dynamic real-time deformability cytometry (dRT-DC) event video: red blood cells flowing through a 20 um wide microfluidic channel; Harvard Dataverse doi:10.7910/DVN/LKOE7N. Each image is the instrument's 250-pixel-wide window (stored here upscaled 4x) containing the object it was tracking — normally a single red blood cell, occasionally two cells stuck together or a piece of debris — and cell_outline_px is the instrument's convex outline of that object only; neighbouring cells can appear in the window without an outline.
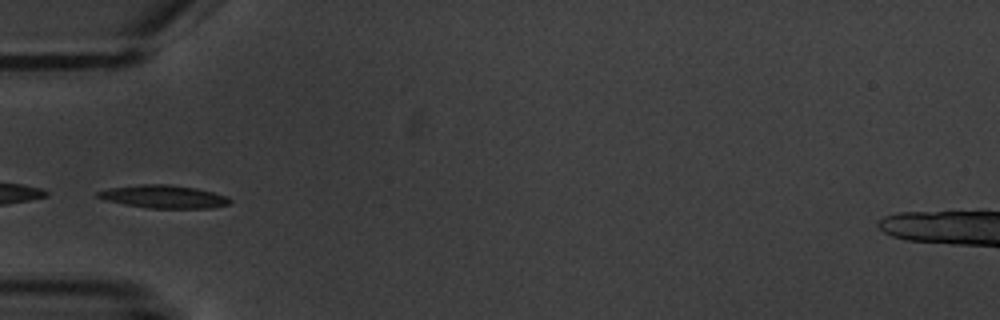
{"species": "common noctule bat (a hibernating species)", "species_latin": "Nyctalus noctula", "temperature_condition": "warm", "stored_images_in_passage": 5, "camera_frame_rate_fps": 3000, "um_per_image_px": 0.085, "animal": {"sex": "male", "body_mass_g": 20.1, "forearm_length_mm": 53.5}, "frame": {"image": 1, "passage_image": 4, "time_ms": 3.667, "image_size_px": [1000, 320], "cell_outline_px": [[232, 200], [228, 204], [208, 208], [148, 208], [124, 204], [104, 200], [96, 196], [96, 192], [108, 188], [140, 184], [168, 184], [196, 188], [228, 196]], "centroid_in_image_um": [13.88, 16.71], "position_along_channel_um": 71.1, "area_um2": 17.69}}